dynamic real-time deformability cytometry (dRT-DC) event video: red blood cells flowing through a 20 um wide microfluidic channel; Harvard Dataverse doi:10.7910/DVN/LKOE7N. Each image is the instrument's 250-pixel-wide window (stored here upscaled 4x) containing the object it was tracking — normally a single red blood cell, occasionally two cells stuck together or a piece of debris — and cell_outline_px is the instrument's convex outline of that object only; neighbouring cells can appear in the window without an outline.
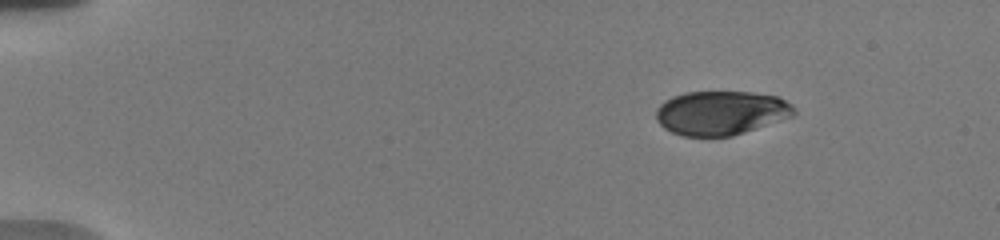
{"species": "human", "species_latin": "Homo sapiens", "temperature_condition": "warm", "stored_images_in_passage": 8, "camera_frame_rate_fps": 3000, "um_per_image_px": 0.085, "donor": {"sex": "male"}, "frame": {"image": 1, "passage_image": 1, "time_ms": 0.0, "image_size_px": [1000, 240], "cell_outline_px": [[796, 112], [792, 116], [732, 136], [684, 136], [672, 132], [664, 128], [656, 120], [656, 108], [664, 100], [672, 96], [684, 92], [752, 92], [776, 96], [792, 104], [796, 108]], "centroid_in_image_um": [61.26, 9.58], "position_along_channel_um": 23.7, "area_um2": 35.43}}
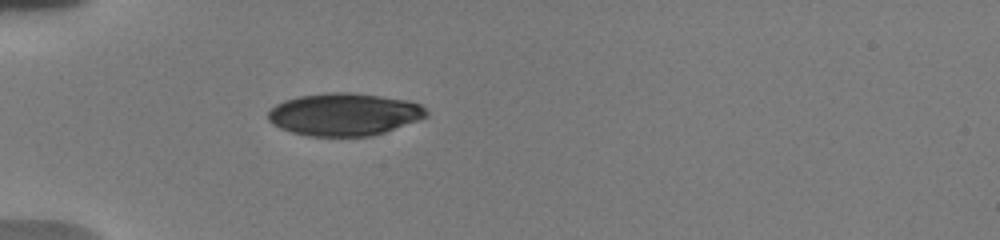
{"frame": {"image": 2, "passage_image": 8, "time_ms": 3.333, "image_size_px": [1000, 240], "cell_outline_px": [[428, 116], [384, 132], [372, 136], [308, 136], [292, 132], [280, 128], [272, 124], [268, 120], [268, 112], [276, 104], [284, 100], [300, 96], [328, 92], [352, 92], [408, 100], [420, 104], [428, 112]], "centroid_in_image_um": [29.24, 9.71], "position_along_channel_um": 55.8, "area_um2": 39.13}}